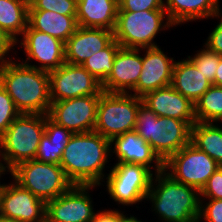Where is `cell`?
<instances>
[{"instance_id":"obj_15","label":"cell","mask_w":222,"mask_h":222,"mask_svg":"<svg viewBox=\"0 0 222 222\" xmlns=\"http://www.w3.org/2000/svg\"><path fill=\"white\" fill-rule=\"evenodd\" d=\"M23 45L27 57L24 64L43 71H53L65 63V43L47 33L34 30L29 24L23 33ZM30 59L41 63L39 67L28 64ZM28 61V62H27Z\"/></svg>"},{"instance_id":"obj_42","label":"cell","mask_w":222,"mask_h":222,"mask_svg":"<svg viewBox=\"0 0 222 222\" xmlns=\"http://www.w3.org/2000/svg\"><path fill=\"white\" fill-rule=\"evenodd\" d=\"M0 222H20V221L0 216Z\"/></svg>"},{"instance_id":"obj_11","label":"cell","mask_w":222,"mask_h":222,"mask_svg":"<svg viewBox=\"0 0 222 222\" xmlns=\"http://www.w3.org/2000/svg\"><path fill=\"white\" fill-rule=\"evenodd\" d=\"M51 102L80 96L101 95V84L82 65L64 63L49 72Z\"/></svg>"},{"instance_id":"obj_27","label":"cell","mask_w":222,"mask_h":222,"mask_svg":"<svg viewBox=\"0 0 222 222\" xmlns=\"http://www.w3.org/2000/svg\"><path fill=\"white\" fill-rule=\"evenodd\" d=\"M191 143L222 166V128L196 122L191 128Z\"/></svg>"},{"instance_id":"obj_3","label":"cell","mask_w":222,"mask_h":222,"mask_svg":"<svg viewBox=\"0 0 222 222\" xmlns=\"http://www.w3.org/2000/svg\"><path fill=\"white\" fill-rule=\"evenodd\" d=\"M155 174L158 185L154 187L152 178L146 198L151 200L159 217L165 222H199V190L176 181L165 170Z\"/></svg>"},{"instance_id":"obj_40","label":"cell","mask_w":222,"mask_h":222,"mask_svg":"<svg viewBox=\"0 0 222 222\" xmlns=\"http://www.w3.org/2000/svg\"><path fill=\"white\" fill-rule=\"evenodd\" d=\"M209 36H222V19Z\"/></svg>"},{"instance_id":"obj_36","label":"cell","mask_w":222,"mask_h":222,"mask_svg":"<svg viewBox=\"0 0 222 222\" xmlns=\"http://www.w3.org/2000/svg\"><path fill=\"white\" fill-rule=\"evenodd\" d=\"M15 42L11 40L1 29H0V63L7 61L4 57L9 53L11 48L15 46Z\"/></svg>"},{"instance_id":"obj_2","label":"cell","mask_w":222,"mask_h":222,"mask_svg":"<svg viewBox=\"0 0 222 222\" xmlns=\"http://www.w3.org/2000/svg\"><path fill=\"white\" fill-rule=\"evenodd\" d=\"M0 84L21 114H48L49 72L7 59L0 63Z\"/></svg>"},{"instance_id":"obj_32","label":"cell","mask_w":222,"mask_h":222,"mask_svg":"<svg viewBox=\"0 0 222 222\" xmlns=\"http://www.w3.org/2000/svg\"><path fill=\"white\" fill-rule=\"evenodd\" d=\"M20 114L11 97L0 84V136Z\"/></svg>"},{"instance_id":"obj_17","label":"cell","mask_w":222,"mask_h":222,"mask_svg":"<svg viewBox=\"0 0 222 222\" xmlns=\"http://www.w3.org/2000/svg\"><path fill=\"white\" fill-rule=\"evenodd\" d=\"M141 49L120 47L114 58L113 68L107 79L101 84L107 93H131L138 83L142 71ZM129 91H128V90Z\"/></svg>"},{"instance_id":"obj_12","label":"cell","mask_w":222,"mask_h":222,"mask_svg":"<svg viewBox=\"0 0 222 222\" xmlns=\"http://www.w3.org/2000/svg\"><path fill=\"white\" fill-rule=\"evenodd\" d=\"M100 95L80 96L52 102L48 117L72 133L94 131Z\"/></svg>"},{"instance_id":"obj_24","label":"cell","mask_w":222,"mask_h":222,"mask_svg":"<svg viewBox=\"0 0 222 222\" xmlns=\"http://www.w3.org/2000/svg\"><path fill=\"white\" fill-rule=\"evenodd\" d=\"M28 24L37 31L66 42L77 30L76 16L60 15L47 10H29Z\"/></svg>"},{"instance_id":"obj_16","label":"cell","mask_w":222,"mask_h":222,"mask_svg":"<svg viewBox=\"0 0 222 222\" xmlns=\"http://www.w3.org/2000/svg\"><path fill=\"white\" fill-rule=\"evenodd\" d=\"M145 50L146 54L142 57L143 68L132 94L140 98L148 92L171 85L176 62L167 57L159 46Z\"/></svg>"},{"instance_id":"obj_28","label":"cell","mask_w":222,"mask_h":222,"mask_svg":"<svg viewBox=\"0 0 222 222\" xmlns=\"http://www.w3.org/2000/svg\"><path fill=\"white\" fill-rule=\"evenodd\" d=\"M196 122L222 121V87L212 85L194 104Z\"/></svg>"},{"instance_id":"obj_37","label":"cell","mask_w":222,"mask_h":222,"mask_svg":"<svg viewBox=\"0 0 222 222\" xmlns=\"http://www.w3.org/2000/svg\"><path fill=\"white\" fill-rule=\"evenodd\" d=\"M122 213H120L118 210H104L100 211V213H96L92 222H119V218Z\"/></svg>"},{"instance_id":"obj_29","label":"cell","mask_w":222,"mask_h":222,"mask_svg":"<svg viewBox=\"0 0 222 222\" xmlns=\"http://www.w3.org/2000/svg\"><path fill=\"white\" fill-rule=\"evenodd\" d=\"M120 47L114 39L106 48L88 58L82 66L102 84L112 72L114 58Z\"/></svg>"},{"instance_id":"obj_5","label":"cell","mask_w":222,"mask_h":222,"mask_svg":"<svg viewBox=\"0 0 222 222\" xmlns=\"http://www.w3.org/2000/svg\"><path fill=\"white\" fill-rule=\"evenodd\" d=\"M45 127L46 115L20 114L0 136V156L7 165L0 160V169L10 172L18 164L35 159Z\"/></svg>"},{"instance_id":"obj_8","label":"cell","mask_w":222,"mask_h":222,"mask_svg":"<svg viewBox=\"0 0 222 222\" xmlns=\"http://www.w3.org/2000/svg\"><path fill=\"white\" fill-rule=\"evenodd\" d=\"M142 99L127 93L100 95L94 131L110 141L136 128L137 113Z\"/></svg>"},{"instance_id":"obj_30","label":"cell","mask_w":222,"mask_h":222,"mask_svg":"<svg viewBox=\"0 0 222 222\" xmlns=\"http://www.w3.org/2000/svg\"><path fill=\"white\" fill-rule=\"evenodd\" d=\"M221 56L205 47V49L199 51L194 57L188 56V59L196 66L198 71H201L205 75L206 79L212 85H215V74Z\"/></svg>"},{"instance_id":"obj_35","label":"cell","mask_w":222,"mask_h":222,"mask_svg":"<svg viewBox=\"0 0 222 222\" xmlns=\"http://www.w3.org/2000/svg\"><path fill=\"white\" fill-rule=\"evenodd\" d=\"M202 202L200 200L199 221L203 218L207 222H222V199H209L206 207Z\"/></svg>"},{"instance_id":"obj_23","label":"cell","mask_w":222,"mask_h":222,"mask_svg":"<svg viewBox=\"0 0 222 222\" xmlns=\"http://www.w3.org/2000/svg\"><path fill=\"white\" fill-rule=\"evenodd\" d=\"M219 0H167V19L176 26L200 18L221 17Z\"/></svg>"},{"instance_id":"obj_18","label":"cell","mask_w":222,"mask_h":222,"mask_svg":"<svg viewBox=\"0 0 222 222\" xmlns=\"http://www.w3.org/2000/svg\"><path fill=\"white\" fill-rule=\"evenodd\" d=\"M114 40V32L102 28L79 26L65 42V63L83 65L93 54Z\"/></svg>"},{"instance_id":"obj_41","label":"cell","mask_w":222,"mask_h":222,"mask_svg":"<svg viewBox=\"0 0 222 222\" xmlns=\"http://www.w3.org/2000/svg\"><path fill=\"white\" fill-rule=\"evenodd\" d=\"M119 222H142L140 220H137L136 217L131 216V217H126L125 215H123V213L121 214L120 218H119Z\"/></svg>"},{"instance_id":"obj_39","label":"cell","mask_w":222,"mask_h":222,"mask_svg":"<svg viewBox=\"0 0 222 222\" xmlns=\"http://www.w3.org/2000/svg\"><path fill=\"white\" fill-rule=\"evenodd\" d=\"M215 86L222 87V56L215 74Z\"/></svg>"},{"instance_id":"obj_44","label":"cell","mask_w":222,"mask_h":222,"mask_svg":"<svg viewBox=\"0 0 222 222\" xmlns=\"http://www.w3.org/2000/svg\"><path fill=\"white\" fill-rule=\"evenodd\" d=\"M1 174H5V173H3V171L0 169V177H1Z\"/></svg>"},{"instance_id":"obj_19","label":"cell","mask_w":222,"mask_h":222,"mask_svg":"<svg viewBox=\"0 0 222 222\" xmlns=\"http://www.w3.org/2000/svg\"><path fill=\"white\" fill-rule=\"evenodd\" d=\"M141 99L158 117L196 122L194 104L171 85L148 92Z\"/></svg>"},{"instance_id":"obj_4","label":"cell","mask_w":222,"mask_h":222,"mask_svg":"<svg viewBox=\"0 0 222 222\" xmlns=\"http://www.w3.org/2000/svg\"><path fill=\"white\" fill-rule=\"evenodd\" d=\"M195 123L158 117L141 103L138 108L135 131L164 163L170 156L191 142V128Z\"/></svg>"},{"instance_id":"obj_1","label":"cell","mask_w":222,"mask_h":222,"mask_svg":"<svg viewBox=\"0 0 222 222\" xmlns=\"http://www.w3.org/2000/svg\"><path fill=\"white\" fill-rule=\"evenodd\" d=\"M110 143L95 131L73 133L60 161L68 180L73 185L99 186L112 150Z\"/></svg>"},{"instance_id":"obj_10","label":"cell","mask_w":222,"mask_h":222,"mask_svg":"<svg viewBox=\"0 0 222 222\" xmlns=\"http://www.w3.org/2000/svg\"><path fill=\"white\" fill-rule=\"evenodd\" d=\"M144 165L117 162L107 175L108 193L121 205H132L146 199L153 178Z\"/></svg>"},{"instance_id":"obj_7","label":"cell","mask_w":222,"mask_h":222,"mask_svg":"<svg viewBox=\"0 0 222 222\" xmlns=\"http://www.w3.org/2000/svg\"><path fill=\"white\" fill-rule=\"evenodd\" d=\"M165 9L144 10L141 12H118L114 39L123 48L145 49L158 47L153 42L158 31L166 27H173L165 19Z\"/></svg>"},{"instance_id":"obj_31","label":"cell","mask_w":222,"mask_h":222,"mask_svg":"<svg viewBox=\"0 0 222 222\" xmlns=\"http://www.w3.org/2000/svg\"><path fill=\"white\" fill-rule=\"evenodd\" d=\"M29 10H47L60 15L76 16L77 0H33Z\"/></svg>"},{"instance_id":"obj_20","label":"cell","mask_w":222,"mask_h":222,"mask_svg":"<svg viewBox=\"0 0 222 222\" xmlns=\"http://www.w3.org/2000/svg\"><path fill=\"white\" fill-rule=\"evenodd\" d=\"M110 145H114V152L120 163H131L144 165L151 170L150 164L155 163L156 173L161 172L163 162L154 153L151 146L141 138L135 130L126 132L122 135L114 137L110 141ZM115 142V143H114Z\"/></svg>"},{"instance_id":"obj_33","label":"cell","mask_w":222,"mask_h":222,"mask_svg":"<svg viewBox=\"0 0 222 222\" xmlns=\"http://www.w3.org/2000/svg\"><path fill=\"white\" fill-rule=\"evenodd\" d=\"M163 0H119L118 12H141L144 10L164 9Z\"/></svg>"},{"instance_id":"obj_14","label":"cell","mask_w":222,"mask_h":222,"mask_svg":"<svg viewBox=\"0 0 222 222\" xmlns=\"http://www.w3.org/2000/svg\"><path fill=\"white\" fill-rule=\"evenodd\" d=\"M93 187L73 185L67 192L48 201L46 219L49 222H92L96 213L88 190Z\"/></svg>"},{"instance_id":"obj_22","label":"cell","mask_w":222,"mask_h":222,"mask_svg":"<svg viewBox=\"0 0 222 222\" xmlns=\"http://www.w3.org/2000/svg\"><path fill=\"white\" fill-rule=\"evenodd\" d=\"M171 86L193 104L212 86L205 75L189 60L175 62Z\"/></svg>"},{"instance_id":"obj_26","label":"cell","mask_w":222,"mask_h":222,"mask_svg":"<svg viewBox=\"0 0 222 222\" xmlns=\"http://www.w3.org/2000/svg\"><path fill=\"white\" fill-rule=\"evenodd\" d=\"M29 4L26 0H0V29L15 43L28 26Z\"/></svg>"},{"instance_id":"obj_9","label":"cell","mask_w":222,"mask_h":222,"mask_svg":"<svg viewBox=\"0 0 222 222\" xmlns=\"http://www.w3.org/2000/svg\"><path fill=\"white\" fill-rule=\"evenodd\" d=\"M220 165L191 142L163 163V170L173 179L199 191ZM170 168V169H169Z\"/></svg>"},{"instance_id":"obj_6","label":"cell","mask_w":222,"mask_h":222,"mask_svg":"<svg viewBox=\"0 0 222 222\" xmlns=\"http://www.w3.org/2000/svg\"><path fill=\"white\" fill-rule=\"evenodd\" d=\"M10 173L16 183L45 203L67 192L73 186L60 165L35 159L18 164Z\"/></svg>"},{"instance_id":"obj_25","label":"cell","mask_w":222,"mask_h":222,"mask_svg":"<svg viewBox=\"0 0 222 222\" xmlns=\"http://www.w3.org/2000/svg\"><path fill=\"white\" fill-rule=\"evenodd\" d=\"M73 133L53 122L46 115V127L41 137L35 160L60 165L63 150L69 143Z\"/></svg>"},{"instance_id":"obj_13","label":"cell","mask_w":222,"mask_h":222,"mask_svg":"<svg viewBox=\"0 0 222 222\" xmlns=\"http://www.w3.org/2000/svg\"><path fill=\"white\" fill-rule=\"evenodd\" d=\"M0 216L20 222H43L46 203L16 182L0 184Z\"/></svg>"},{"instance_id":"obj_38","label":"cell","mask_w":222,"mask_h":222,"mask_svg":"<svg viewBox=\"0 0 222 222\" xmlns=\"http://www.w3.org/2000/svg\"><path fill=\"white\" fill-rule=\"evenodd\" d=\"M204 47L218 55H222V36H209Z\"/></svg>"},{"instance_id":"obj_34","label":"cell","mask_w":222,"mask_h":222,"mask_svg":"<svg viewBox=\"0 0 222 222\" xmlns=\"http://www.w3.org/2000/svg\"><path fill=\"white\" fill-rule=\"evenodd\" d=\"M199 192L200 196L208 199H222V166L210 176Z\"/></svg>"},{"instance_id":"obj_43","label":"cell","mask_w":222,"mask_h":222,"mask_svg":"<svg viewBox=\"0 0 222 222\" xmlns=\"http://www.w3.org/2000/svg\"><path fill=\"white\" fill-rule=\"evenodd\" d=\"M28 2V4H30L33 0H26Z\"/></svg>"},{"instance_id":"obj_21","label":"cell","mask_w":222,"mask_h":222,"mask_svg":"<svg viewBox=\"0 0 222 222\" xmlns=\"http://www.w3.org/2000/svg\"><path fill=\"white\" fill-rule=\"evenodd\" d=\"M118 8L117 0H77L78 26L114 31Z\"/></svg>"}]
</instances>
